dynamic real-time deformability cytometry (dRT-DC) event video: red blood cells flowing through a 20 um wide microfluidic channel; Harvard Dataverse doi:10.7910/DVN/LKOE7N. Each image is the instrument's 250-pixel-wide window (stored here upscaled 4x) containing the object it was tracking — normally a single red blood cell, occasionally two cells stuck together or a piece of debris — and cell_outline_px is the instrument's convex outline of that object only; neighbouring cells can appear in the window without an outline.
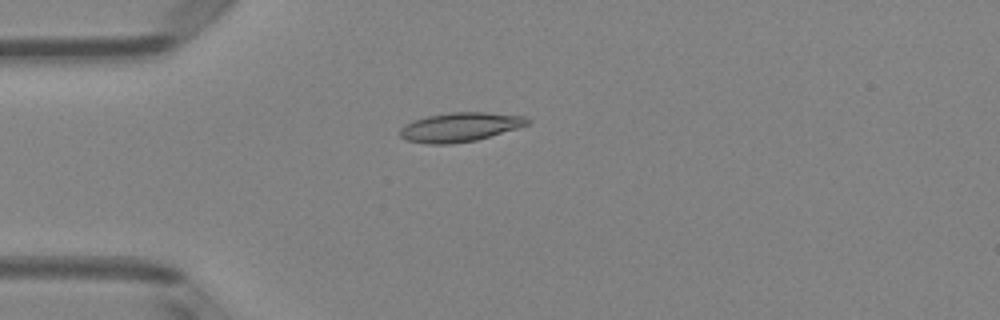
{"species": "Egyptian fruit bat (a non-hibernating species)", "species_latin": "Rousettus aegyptiacus", "temperature_condition": "room temperature", "stored_images_in_passage": 50, "camera_frame_rate_fps": 3000, "um_per_image_px": 0.085, "animal": {"sex": "female"}, "frame": {"image": 1, "passage_image": 13, "time_ms": 4.0, "image_size_px": [1000, 320], "cell_outline_px": [[532, 120], [528, 124], [516, 128], [476, 140], [452, 144], [428, 144], [408, 140], [400, 136], [400, 128], [416, 120], [428, 116], [452, 112], [484, 112], [528, 116]], "centroid_in_image_um": [39.15, 10.8], "position_along_channel_um": 45.9, "area_um2": 21.39}}
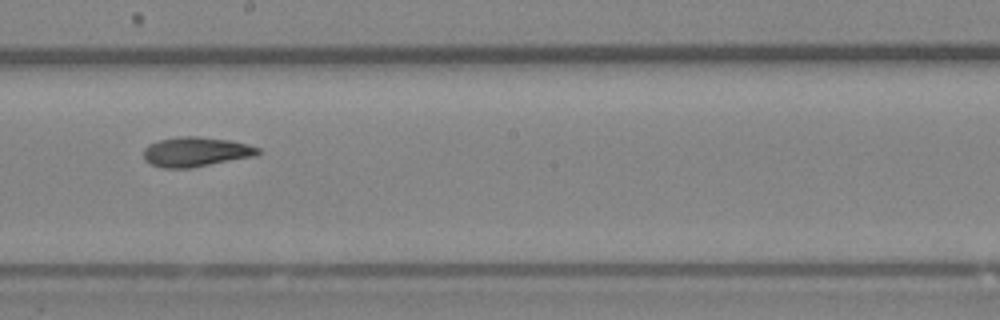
{"frame": {"image": 2, "passage_image": 28, "time_ms": 9.0, "image_size_px": [1000, 320], "cell_outline_px": [[260, 152], [256, 156], [188, 168], [164, 168], [152, 164], [144, 160], [144, 148], [148, 144], [160, 140], [180, 136], [196, 136], [228, 140], [248, 144], [260, 148]], "centroid_in_image_um": [16.65, 12.9], "position_along_channel_um": 231.6, "area_um2": 19.65}}
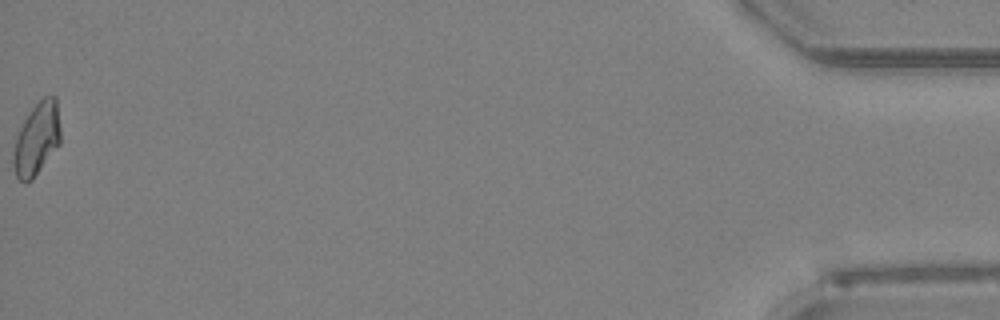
{"frame": {"image": 3, "passage_image": 50, "time_ms": 16.333, "image_size_px": [1000, 320], "cell_outline_px": [[60, 144], [32, 180], [24, 184], [16, 176], [12, 164], [12, 152], [16, 136], [24, 120], [32, 108], [44, 96], [56, 96], [60, 128]], "centroid_in_image_um": [3.11, 11.84], "position_along_channel_um": 432.1, "area_um2": 20.06}, "authors_computed_cell_mechanics": {"area_um2": 19.7676, "velocity_mm_per_s": 4.0782, "shape_relaxation_time_tau1_ms": 3.1633, "shape_relaxation_time_tau2_ms": 3.9193, "deformation_change_tau1": 0.1276, "deformation_change_tau2": 0.0876}}